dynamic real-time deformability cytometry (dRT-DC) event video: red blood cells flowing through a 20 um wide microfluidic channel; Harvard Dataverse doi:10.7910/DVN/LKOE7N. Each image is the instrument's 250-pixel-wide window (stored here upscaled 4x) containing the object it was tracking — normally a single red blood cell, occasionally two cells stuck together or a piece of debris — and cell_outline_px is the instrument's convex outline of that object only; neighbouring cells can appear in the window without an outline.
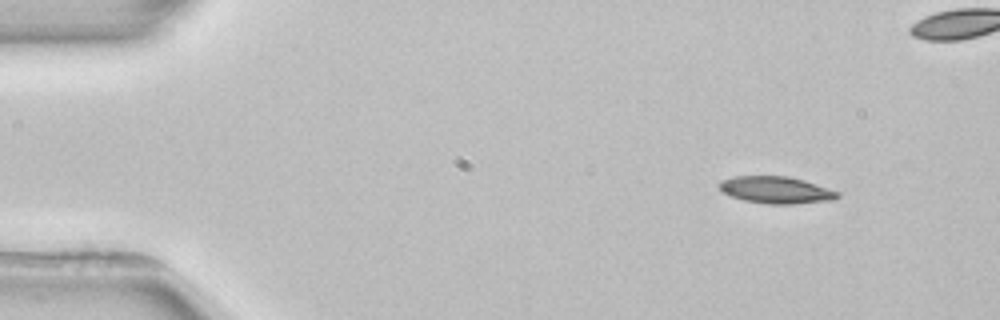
{"species": "common noctule bat (a hibernating species)", "species_latin": "Nyctalus noctula", "temperature_condition": "room temperature", "stored_images_in_passage": 4, "camera_frame_rate_fps": 3000, "um_per_image_px": 0.085, "animal": {"sex": "female", "body_mass_g": 22.7, "forearm_length_mm": 54.2}, "frame": {"image": 1, "passage_image": 1, "time_ms": 0.0, "image_size_px": [1000, 320], "cell_outline_px": [[840, 196], [832, 200], [796, 204], [768, 204], [744, 200], [720, 192], [716, 184], [720, 180], [732, 176], [788, 176], [804, 180], [840, 192]], "centroid_in_image_um": [65.92, 16.14], "position_along_channel_um": 19.1, "area_um2": 18.84}}